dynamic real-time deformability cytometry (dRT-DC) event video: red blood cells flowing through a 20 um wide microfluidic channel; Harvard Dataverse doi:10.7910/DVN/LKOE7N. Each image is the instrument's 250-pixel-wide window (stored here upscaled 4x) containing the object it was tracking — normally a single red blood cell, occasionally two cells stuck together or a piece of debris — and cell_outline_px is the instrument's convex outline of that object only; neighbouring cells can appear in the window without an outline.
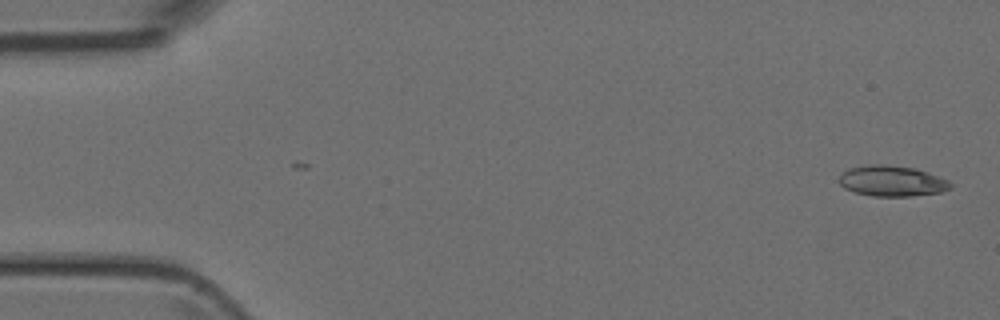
{"species": "Egyptian fruit bat (a non-hibernating species)", "species_latin": "Rousettus aegyptiacus", "temperature_condition": "room temperature", "stored_images_in_passage": 5, "camera_frame_rate_fps": 3000, "um_per_image_px": 0.085, "animal": {"sex": "female"}, "frame": {"image": 1, "passage_image": 1, "time_ms": 0.0, "image_size_px": [1000, 320], "cell_outline_px": [[952, 188], [940, 192], [912, 196], [872, 196], [856, 192], [844, 188], [840, 184], [840, 176], [848, 168], [868, 164], [884, 164], [916, 168], [928, 172], [948, 180], [952, 184]], "centroid_in_image_um": [75.83, 15.38], "position_along_channel_um": 9.2, "area_um2": 19.94}}